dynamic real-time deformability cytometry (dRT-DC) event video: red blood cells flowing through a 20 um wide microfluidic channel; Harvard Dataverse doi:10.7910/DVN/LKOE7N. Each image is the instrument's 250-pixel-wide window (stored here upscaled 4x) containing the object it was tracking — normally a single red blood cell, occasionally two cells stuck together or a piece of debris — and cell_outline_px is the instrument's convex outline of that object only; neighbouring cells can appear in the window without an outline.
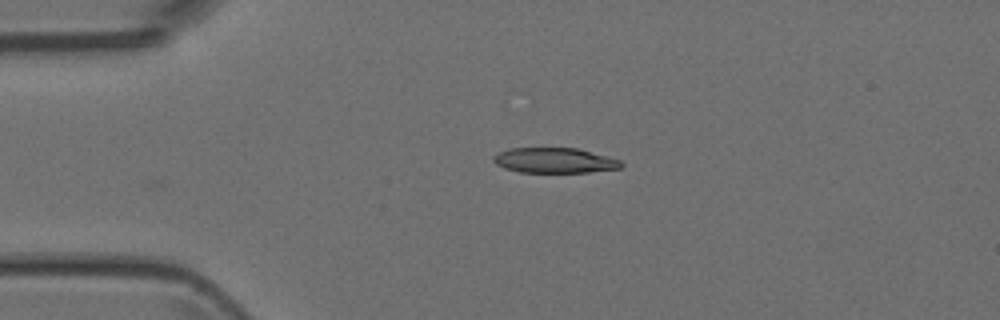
{"species": "Egyptian fruit bat (a non-hibernating species)", "species_latin": "Rousettus aegyptiacus", "temperature_condition": "room temperature", "stored_images_in_passage": 5, "camera_frame_rate_fps": 3000, "um_per_image_px": 0.085, "animal": {"sex": "female"}, "frame": {"image": 1, "passage_image": 5, "time_ms": 4.667, "image_size_px": [1000, 320], "cell_outline_px": [[624, 164], [620, 168], [588, 172], [520, 172], [504, 168], [496, 164], [492, 160], [492, 156], [508, 148], [576, 148], [620, 160]], "centroid_in_image_um": [47.1, 13.63], "position_along_channel_um": 37.9, "area_um2": 18.61}}